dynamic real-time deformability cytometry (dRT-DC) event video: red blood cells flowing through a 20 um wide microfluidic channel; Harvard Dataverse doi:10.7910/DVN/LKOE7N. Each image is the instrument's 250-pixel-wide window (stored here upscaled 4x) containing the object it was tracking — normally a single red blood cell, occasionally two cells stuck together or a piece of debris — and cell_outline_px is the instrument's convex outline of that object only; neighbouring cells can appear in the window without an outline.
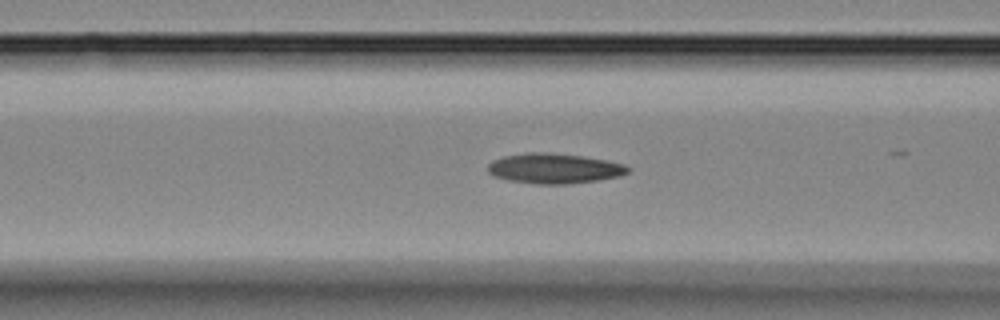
{"species": "Egyptian fruit bat (a non-hibernating species)", "species_latin": "Rousettus aegyptiacus", "temperature_condition": "room temperature", "stored_images_in_passage": 18, "camera_frame_rate_fps": 3000, "um_per_image_px": 0.085, "animal": {"sex": "female"}, "frame": {"image": 1, "passage_image": 6, "time_ms": 1.667, "image_size_px": [1000, 320], "cell_outline_px": [[628, 172], [620, 176], [596, 180], [568, 184], [532, 184], [508, 180], [492, 176], [488, 172], [488, 164], [492, 160], [504, 156], [528, 152], [548, 152], [580, 156], [604, 160], [624, 164], [628, 168]], "centroid_in_image_um": [47.04, 14.32], "position_along_channel_um": 119.6, "area_um2": 24.51}}
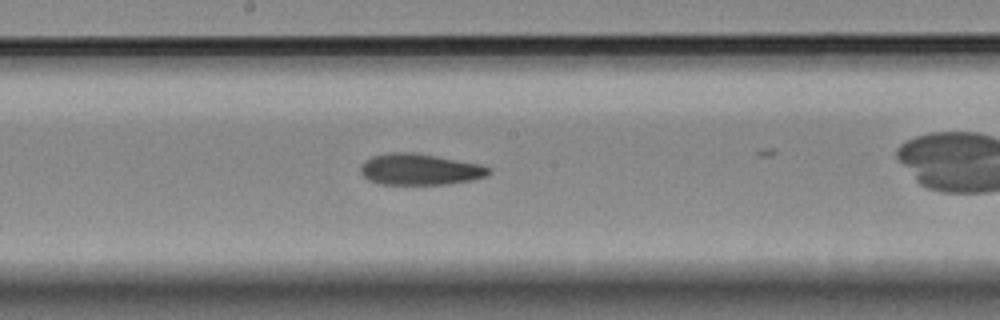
{"frame": {"image": 2, "passage_image": 12, "time_ms": 3.667, "image_size_px": [1000, 320], "cell_outline_px": [[492, 172], [484, 176], [472, 180], [448, 184], [380, 184], [368, 180], [360, 172], [360, 164], [364, 160], [372, 156], [388, 152], [416, 152], [480, 164], [492, 168]], "centroid_in_image_um": [35.66, 14.39], "position_along_channel_um": 212.5, "area_um2": 23.58}}
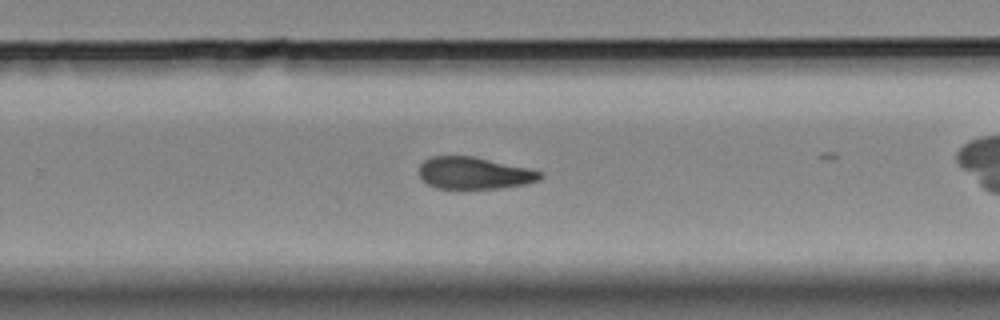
{"frame": {"image": 3, "passage_image": 17, "time_ms": 5.333, "image_size_px": [1000, 320], "cell_outline_px": [[544, 176], [540, 180], [524, 184], [496, 188], [436, 188], [428, 184], [420, 176], [420, 164], [424, 160], [432, 156], [472, 156], [528, 168], [540, 172]], "centroid_in_image_um": [40.29, 14.71], "position_along_channel_um": 289.5, "area_um2": 22.25}}